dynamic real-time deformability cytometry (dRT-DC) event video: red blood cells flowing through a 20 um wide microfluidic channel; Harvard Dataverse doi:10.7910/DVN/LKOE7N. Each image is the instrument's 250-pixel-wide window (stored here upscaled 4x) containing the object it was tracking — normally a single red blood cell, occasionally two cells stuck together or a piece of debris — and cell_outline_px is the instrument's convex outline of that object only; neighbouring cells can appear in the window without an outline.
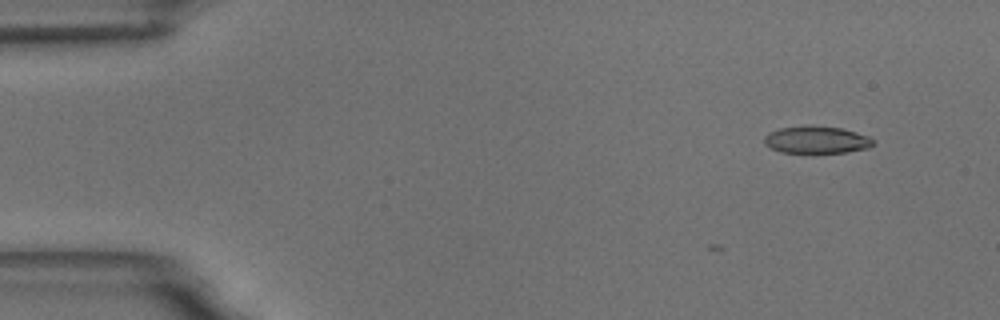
{"species": "common noctule bat (a hibernating species)", "species_latin": "Nyctalus noctula", "temperature_condition": "room temperature", "stored_images_in_passage": 4, "camera_frame_rate_fps": 3000, "um_per_image_px": 0.085, "animal": {"sex": "male", "body_mass_g": 18.8}, "frame": {"image": 1, "passage_image": 1, "time_ms": 0.0, "image_size_px": [1000, 320], "cell_outline_px": [[876, 144], [868, 148], [844, 152], [780, 152], [764, 144], [764, 136], [768, 132], [780, 128], [804, 124], [808, 124], [840, 128], [856, 132], [868, 136], [876, 140]], "centroid_in_image_um": [69.4, 11.86], "position_along_channel_um": 15.6, "area_um2": 17.51}}
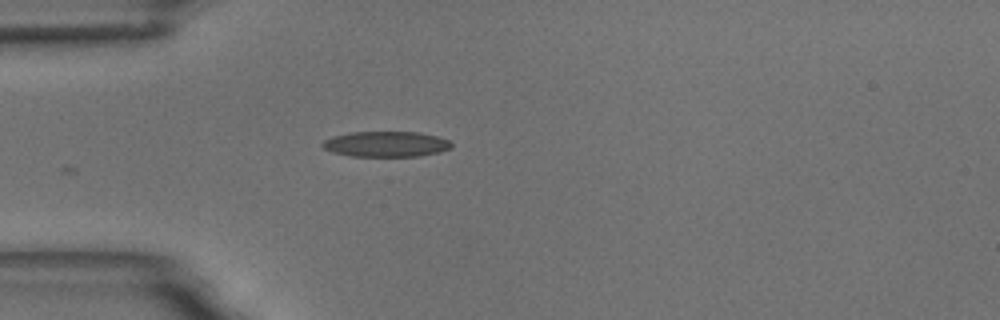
{"frame": {"image": 2, "passage_image": 4, "time_ms": 3.667, "image_size_px": [1000, 320], "cell_outline_px": [[452, 148], [440, 152], [420, 156], [352, 156], [332, 152], [324, 148], [320, 144], [324, 140], [332, 136], [348, 132], [420, 132], [436, 136], [448, 140], [452, 144]], "centroid_in_image_um": [32.81, 12.24], "position_along_channel_um": 52.2, "area_um2": 19.25}}